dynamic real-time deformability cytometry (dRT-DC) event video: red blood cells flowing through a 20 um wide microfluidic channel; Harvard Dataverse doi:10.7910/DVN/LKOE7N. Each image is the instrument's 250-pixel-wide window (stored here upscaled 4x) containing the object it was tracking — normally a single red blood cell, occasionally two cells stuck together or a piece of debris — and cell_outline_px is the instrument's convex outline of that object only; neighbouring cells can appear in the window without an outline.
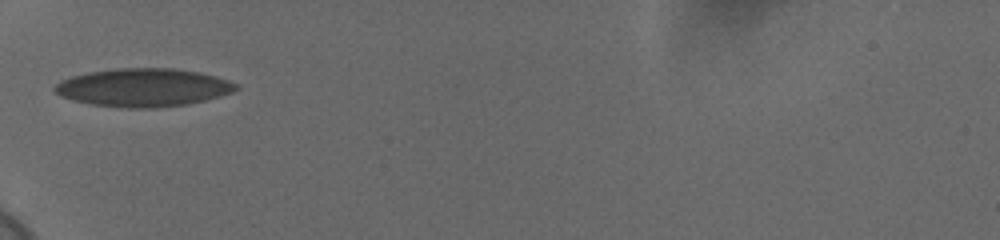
{"species": "human", "species_latin": "Homo sapiens", "temperature_condition": "cold", "stored_images_in_passage": 36, "camera_frame_rate_fps": 3000, "um_per_image_px": 0.085, "donor": {"sex": "female"}, "frame": {"image": 1, "passage_image": 1, "time_ms": 0.0, "image_size_px": [1000, 240], "cell_outline_px": [[240, 88], [232, 92], [220, 96], [188, 104], [152, 108], [128, 108], [92, 104], [72, 100], [60, 96], [52, 88], [60, 80], [72, 76], [88, 72], [116, 68], [176, 68], [200, 72], [216, 76], [228, 80], [236, 84]], "centroid_in_image_um": [12.18, 7.43], "position_along_channel_um": 72.8, "area_um2": 40.4}}
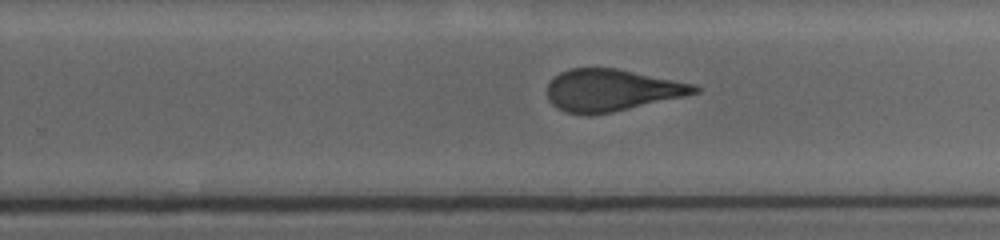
{"frame": {"image": 2, "passage_image": 18, "time_ms": 5.667, "image_size_px": [1000, 240], "cell_outline_px": [[700, 92], [684, 96], [612, 112], [588, 116], [564, 112], [556, 108], [548, 100], [548, 84], [560, 72], [572, 68], [616, 68], [696, 84], [700, 88]], "centroid_in_image_um": [51.97, 7.68], "position_along_channel_um": 277.8, "area_um2": 36.01}}
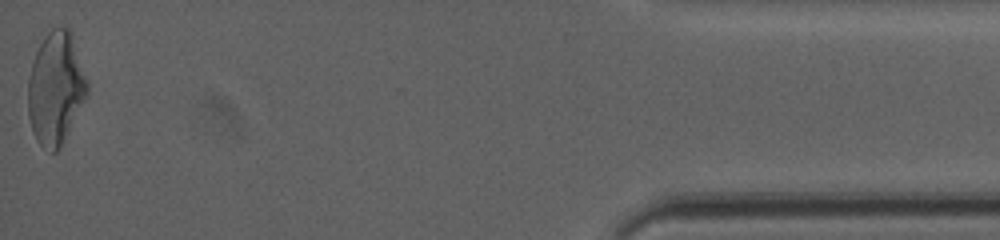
{"frame": {"image": 3, "passage_image": 36, "time_ms": 11.667, "image_size_px": [1000, 240], "cell_outline_px": [[88, 92], [68, 132], [56, 152], [52, 152], [40, 144], [36, 140], [28, 116], [28, 80], [32, 64], [36, 52], [44, 36], [52, 28], [68, 28], [72, 32], [88, 80]], "centroid_in_image_um": [4.74, 7.46], "position_along_channel_um": 430.5, "area_um2": 38.49}, "authors_computed_cell_mechanics": {"area_um2": 37.3966, "velocity_mm_per_s": 3.6886, "shape_relaxation_time_tau1_ms": null, "shape_relaxation_time_tau2_ms": 1.1326, "deformation_change_tau1": null, "deformation_change_tau2": 0.0838}}